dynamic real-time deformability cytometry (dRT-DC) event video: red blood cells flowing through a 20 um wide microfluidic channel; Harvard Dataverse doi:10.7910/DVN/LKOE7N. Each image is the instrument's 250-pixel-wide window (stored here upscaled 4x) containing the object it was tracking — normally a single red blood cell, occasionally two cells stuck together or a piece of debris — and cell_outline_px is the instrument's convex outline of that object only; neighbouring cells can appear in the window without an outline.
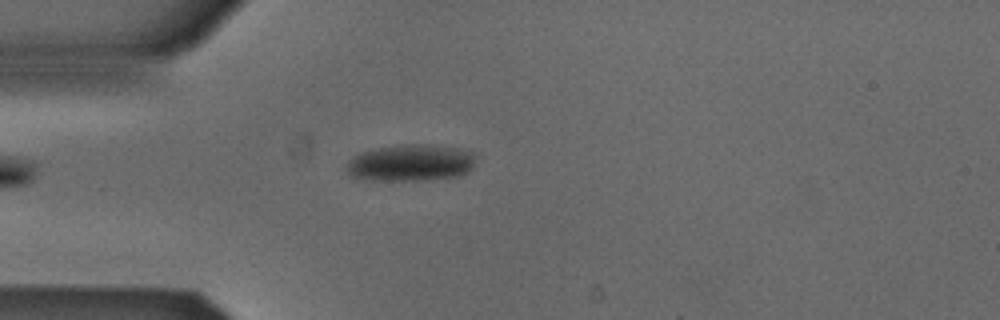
{"species": "Egyptian fruit bat (a non-hibernating species)", "species_latin": "Rousettus aegyptiacus", "temperature_condition": "cold", "stored_images_in_passage": 5, "camera_frame_rate_fps": 3000, "um_per_image_px": 0.085, "animal": {"sex": "male"}, "frame": {"image": 1, "passage_image": 5, "time_ms": 1.333, "image_size_px": [1000, 320], "cell_outline_px": [[476, 156], [472, 168], [468, 172], [460, 176], [424, 180], [372, 180], [352, 176], [348, 172], [348, 160], [360, 152], [400, 144], [428, 144], [460, 148], [472, 152]], "centroid_in_image_um": [34.97, 13.83], "position_along_channel_um": 50.0, "area_um2": 27.69}}